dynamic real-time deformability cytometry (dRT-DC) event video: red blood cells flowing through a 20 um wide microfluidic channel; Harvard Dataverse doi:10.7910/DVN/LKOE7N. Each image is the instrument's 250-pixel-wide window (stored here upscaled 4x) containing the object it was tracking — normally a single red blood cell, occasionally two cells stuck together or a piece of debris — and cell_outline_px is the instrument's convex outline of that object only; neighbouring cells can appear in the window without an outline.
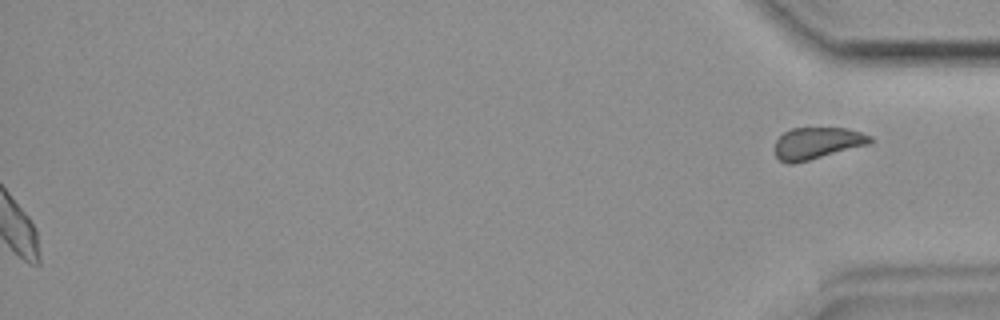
{"species": "common noctule bat (a hibernating species)", "species_latin": "Nyctalus noctula", "temperature_condition": "room temperature", "stored_images_in_passage": 45, "segment_of_instrument_passage": [2, 2], "camera_frame_rate_fps": 3000, "um_per_image_px": 0.085, "animal": {"sex": "female", "body_mass_g": 19.9}, "frame": {"image": 1, "passage_image": 45, "time_ms": 14.667, "image_size_px": [1000, 320], "cell_outline_px": [[872, 140], [868, 144], [808, 160], [792, 164], [788, 164], [780, 160], [776, 156], [776, 140], [784, 132], [792, 128], [844, 128], [860, 132], [872, 136]], "centroid_in_image_um": [69.43, 12.16], "position_along_channel_um": 365.8, "area_um2": 17.28}}